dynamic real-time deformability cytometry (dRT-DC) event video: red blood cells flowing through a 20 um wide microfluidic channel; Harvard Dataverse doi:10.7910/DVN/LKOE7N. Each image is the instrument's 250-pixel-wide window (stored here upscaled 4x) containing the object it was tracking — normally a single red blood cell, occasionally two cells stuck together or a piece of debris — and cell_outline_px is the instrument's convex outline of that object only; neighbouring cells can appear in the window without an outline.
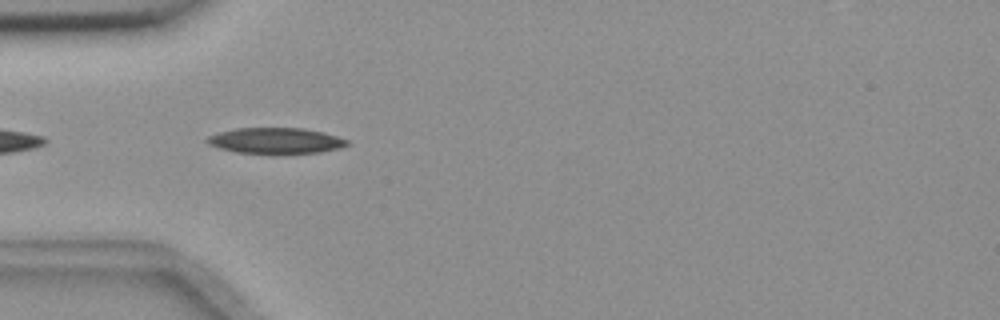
{"species": "common noctule bat (a hibernating species)", "species_latin": "Nyctalus noctula", "temperature_condition": "room temperature", "stored_images_in_passage": 9, "camera_frame_rate_fps": 3000, "um_per_image_px": 0.085, "animal": {"sex": "female", "body_mass_g": 18.4}, "frame": {"image": 1, "passage_image": 2, "time_ms": 0.333, "image_size_px": [1000, 320], "cell_outline_px": [[348, 144], [340, 148], [320, 152], [236, 152], [220, 148], [208, 144], [204, 140], [208, 136], [220, 132], [236, 128], [304, 128], [324, 132], [348, 140]], "centroid_in_image_um": [23.42, 11.93], "position_along_channel_um": 61.6, "area_um2": 20.58}}